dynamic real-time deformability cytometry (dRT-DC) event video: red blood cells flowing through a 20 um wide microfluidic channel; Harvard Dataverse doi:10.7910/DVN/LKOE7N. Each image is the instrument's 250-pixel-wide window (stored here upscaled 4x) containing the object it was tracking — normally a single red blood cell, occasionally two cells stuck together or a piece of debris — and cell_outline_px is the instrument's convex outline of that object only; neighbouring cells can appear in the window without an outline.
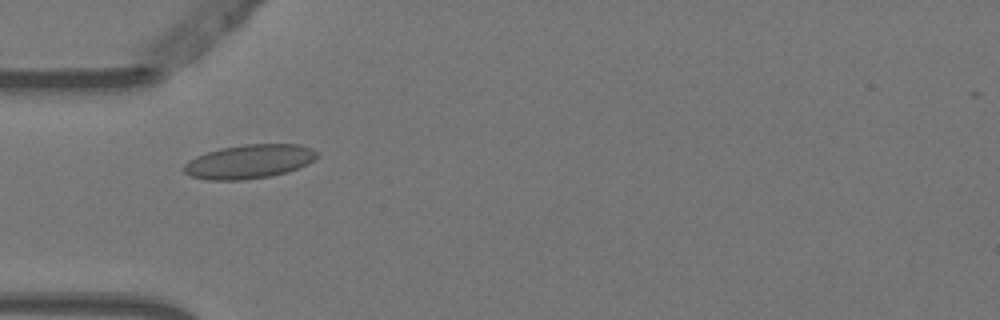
{"species": "Egyptian fruit bat (a non-hibernating species)", "species_latin": "Rousettus aegyptiacus", "temperature_condition": "warm", "stored_images_in_passage": 7, "camera_frame_rate_fps": 3000, "um_per_image_px": 0.085, "animal": {"sex": "female"}, "frame": {"image": 1, "passage_image": 3, "time_ms": 0.667, "image_size_px": [1000, 320], "cell_outline_px": [[320, 156], [308, 164], [288, 172], [268, 176], [244, 180], [208, 180], [192, 176], [184, 172], [184, 164], [188, 160], [196, 156], [220, 148], [244, 144], [300, 144], [312, 148], [320, 152]], "centroid_in_image_um": [21.23, 13.72], "position_along_channel_um": 63.8, "area_um2": 26.53}}
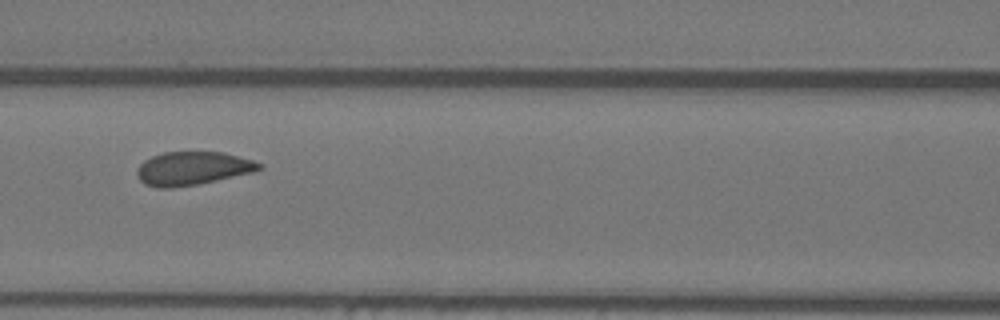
{"frame": {"image": 2, "passage_image": 5, "time_ms": 1.333, "image_size_px": [1000, 320], "cell_outline_px": [[264, 168], [252, 172], [216, 180], [196, 184], [172, 188], [156, 188], [144, 184], [140, 180], [136, 172], [136, 168], [144, 160], [152, 156], [164, 152], [224, 152], [252, 160], [264, 164]], "centroid_in_image_um": [16.35, 14.31], "position_along_channel_um": 150.2, "area_um2": 23.81}}
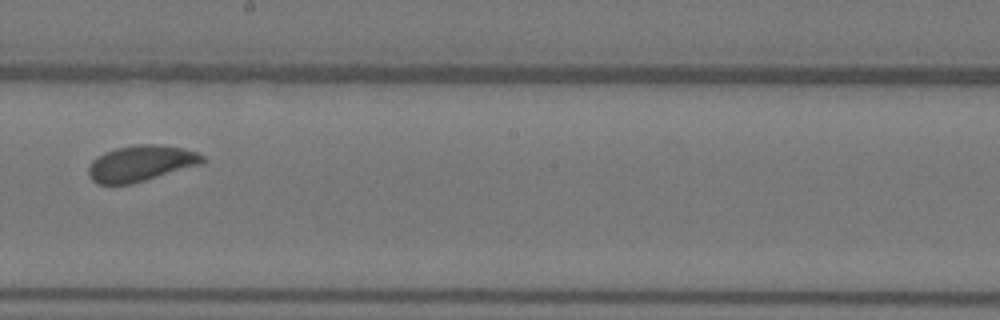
{"frame": {"image": 3, "passage_image": 7, "time_ms": 2.0, "image_size_px": [1000, 320], "cell_outline_px": [[204, 160], [200, 164], [132, 184], [96, 184], [88, 176], [88, 168], [92, 160], [96, 156], [104, 152], [116, 148], [136, 144], [156, 144], [184, 148], [196, 152], [204, 156]], "centroid_in_image_um": [11.92, 13.88], "position_along_channel_um": 236.3, "area_um2": 23.87}}